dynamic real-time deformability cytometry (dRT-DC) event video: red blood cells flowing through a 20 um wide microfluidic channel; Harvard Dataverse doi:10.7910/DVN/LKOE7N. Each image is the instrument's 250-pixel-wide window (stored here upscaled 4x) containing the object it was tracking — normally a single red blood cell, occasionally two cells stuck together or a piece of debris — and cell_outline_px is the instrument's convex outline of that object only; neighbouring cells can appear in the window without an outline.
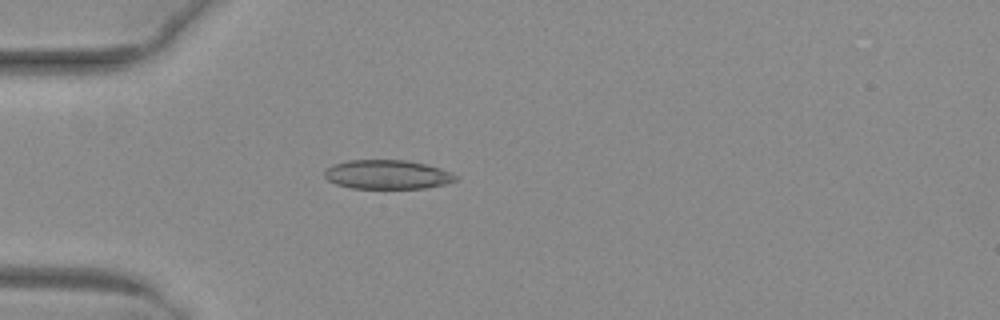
{"species": "common noctule bat (a hibernating species)", "species_latin": "Nyctalus noctula", "temperature_condition": "warm", "stored_images_in_passage": 31, "camera_frame_rate_fps": 3000, "um_per_image_px": 0.085, "animal": {"sex": "female", "body_mass_g": 29.2, "forearm_length_mm": 56.3}, "frame": {"image": 1, "passage_image": 1, "time_ms": 0.0, "image_size_px": [1000, 320], "cell_outline_px": [[460, 180], [444, 184], [424, 188], [352, 188], [336, 184], [328, 180], [324, 176], [324, 168], [332, 164], [348, 160], [404, 160], [424, 164], [440, 168], [460, 176]], "centroid_in_image_um": [32.91, 14.83], "position_along_channel_um": 52.1, "area_um2": 22.37}}
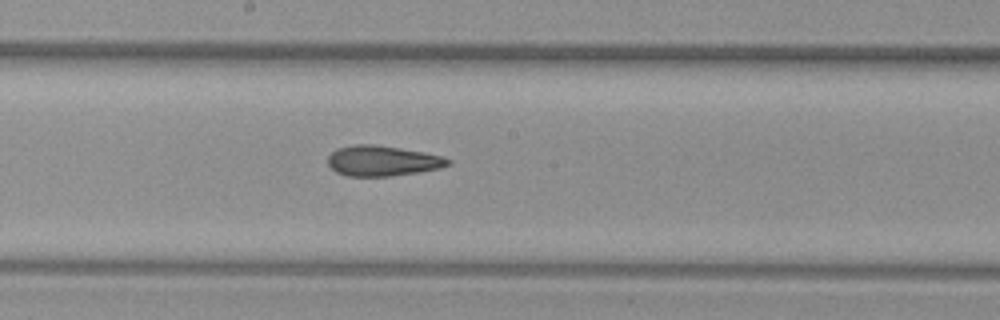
{"frame": {"image": 2, "passage_image": 14, "time_ms": 4.333, "image_size_px": [1000, 320], "cell_outline_px": [[452, 164], [440, 168], [420, 172], [388, 176], [348, 176], [336, 172], [328, 164], [328, 156], [336, 148], [356, 144], [372, 144], [400, 148], [424, 152], [440, 156], [452, 160]], "centroid_in_image_um": [32.51, 13.67], "position_along_channel_um": 215.7, "area_um2": 21.27}}
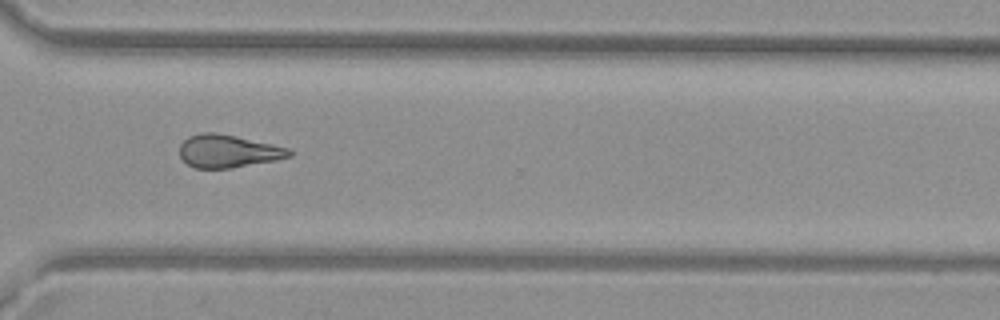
{"frame": {"image": 3, "passage_image": 24, "time_ms": 7.667, "image_size_px": [1000, 320], "cell_outline_px": [[292, 156], [276, 160], [232, 168], [192, 168], [180, 156], [180, 144], [188, 136], [200, 132], [216, 132], [236, 136], [272, 144], [288, 148], [292, 152]], "centroid_in_image_um": [19.37, 12.84], "position_along_channel_um": 351.2, "area_um2": 21.04}, "authors_computed_cell_mechanics": {"area_um2": 21.1548, "velocity_mm_per_s": 4.0671, "shape_relaxation_time_tau1_ms": null, "shape_relaxation_time_tau2_ms": 4.9777, "deformation_change_tau1": null, "deformation_change_tau2": 0.1407}}